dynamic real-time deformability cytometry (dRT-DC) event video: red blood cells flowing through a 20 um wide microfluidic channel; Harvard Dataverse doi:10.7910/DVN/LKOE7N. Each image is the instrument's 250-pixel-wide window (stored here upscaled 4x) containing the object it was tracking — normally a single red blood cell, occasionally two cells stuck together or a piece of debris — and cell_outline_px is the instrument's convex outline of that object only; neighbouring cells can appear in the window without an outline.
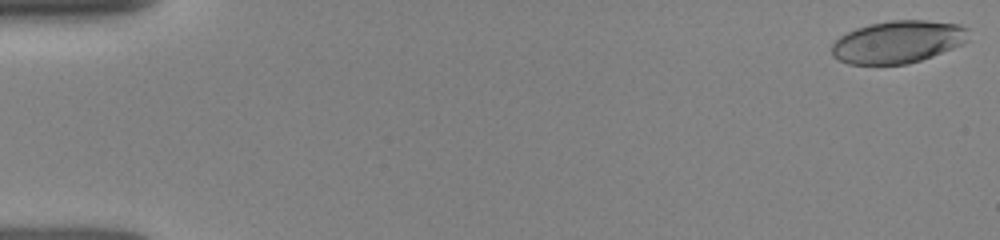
{"species": "human", "species_latin": "Homo sapiens", "temperature_condition": "room temperature", "stored_images_in_passage": 47, "camera_frame_rate_fps": 3000, "um_per_image_px": 0.085, "donor": {"sex": "female"}, "frame": {"image": 1, "passage_image": 1, "time_ms": 0.0, "image_size_px": [1000, 240], "cell_outline_px": [[968, 40], [964, 44], [932, 56], [908, 64], [848, 64], [832, 56], [832, 44], [840, 36], [856, 28], [872, 24], [892, 20], [924, 20], [960, 24], [968, 28]], "centroid_in_image_um": [76.35, 3.56], "position_along_channel_um": 8.7, "area_um2": 33.81}}
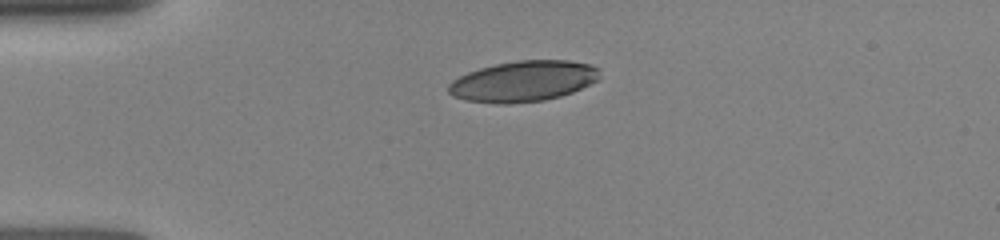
{"frame": {"image": 2, "passage_image": 27, "time_ms": 3.667, "image_size_px": [1000, 240], "cell_outline_px": [[600, 76], [596, 80], [572, 92], [560, 96], [544, 100], [508, 104], [496, 104], [464, 100], [452, 96], [448, 92], [448, 84], [452, 80], [468, 72], [480, 68], [496, 64], [520, 60], [568, 60], [588, 64], [600, 68]], "centroid_in_image_um": [44.45, 6.91], "position_along_channel_um": 40.6, "area_um2": 35.89}}
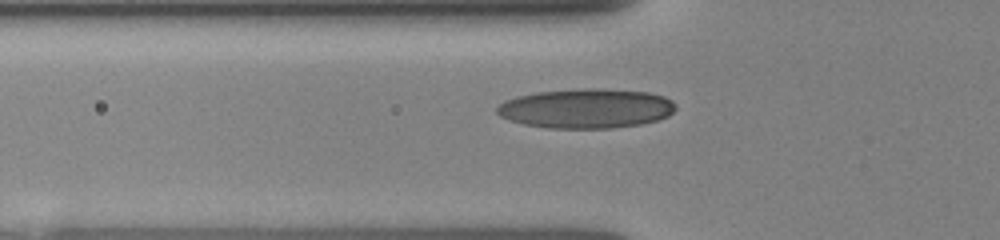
{"frame": {"image": 3, "passage_image": 40, "time_ms": 5.333, "image_size_px": [1000, 240], "cell_outline_px": [[676, 108], [668, 116], [656, 120], [640, 124], [612, 128], [548, 128], [524, 124], [500, 116], [496, 112], [496, 108], [504, 100], [516, 96], [536, 92], [584, 88], [596, 88], [648, 92], [664, 96], [672, 100], [676, 104]], "centroid_in_image_um": [49.83, 9.21], "position_along_channel_um": 76.0, "area_um2": 41.21}}